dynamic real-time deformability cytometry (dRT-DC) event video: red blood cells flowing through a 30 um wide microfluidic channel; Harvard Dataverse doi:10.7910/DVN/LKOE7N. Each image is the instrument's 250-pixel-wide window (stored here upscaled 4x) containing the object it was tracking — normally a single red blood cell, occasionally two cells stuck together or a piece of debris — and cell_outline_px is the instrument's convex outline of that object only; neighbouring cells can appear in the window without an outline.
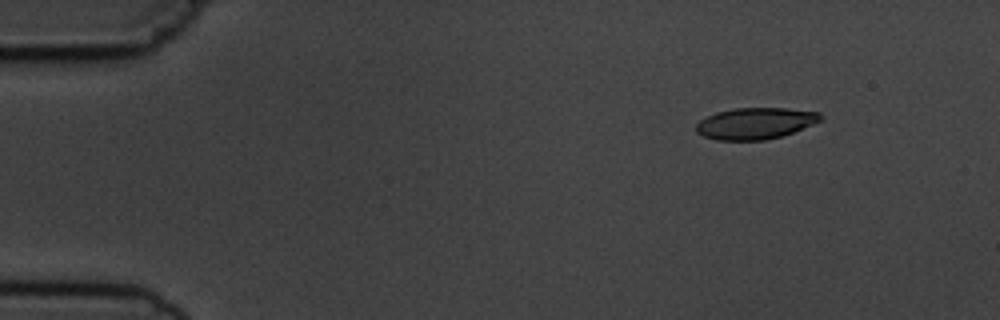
{"species": "common noctule bat (a hibernating species)", "species_latin": "Nyctalus noctula", "temperature_condition": "cold", "stored_images_in_passage": 10, "camera_frame_rate_fps": 3000, "um_per_image_px": 0.085, "animal": {"sex": "male", "body_mass_g": 19.5, "forearm_length_mm": 54.6}, "frame": {"image": 1, "passage_image": 2, "time_ms": 1.333, "image_size_px": [1000, 320], "cell_outline_px": [[824, 120], [792, 132], [780, 136], [764, 140], [716, 140], [704, 136], [696, 132], [696, 124], [700, 120], [716, 112], [736, 108], [784, 108], [820, 112], [824, 116]], "centroid_in_image_um": [64.22, 10.48], "position_along_channel_um": 20.8, "area_um2": 22.77}}
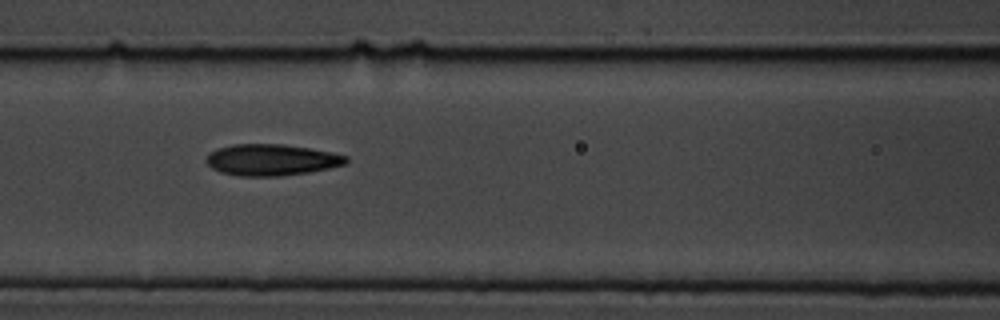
{"frame": {"image": 2, "passage_image": 7, "time_ms": 7.0, "image_size_px": [1000, 320], "cell_outline_px": [[348, 164], [308, 172], [280, 176], [240, 176], [220, 172], [212, 168], [204, 160], [212, 152], [220, 148], [232, 144], [284, 144], [332, 152], [348, 156]], "centroid_in_image_um": [23.1, 13.59], "position_along_channel_um": 143.5, "area_um2": 25.49}}
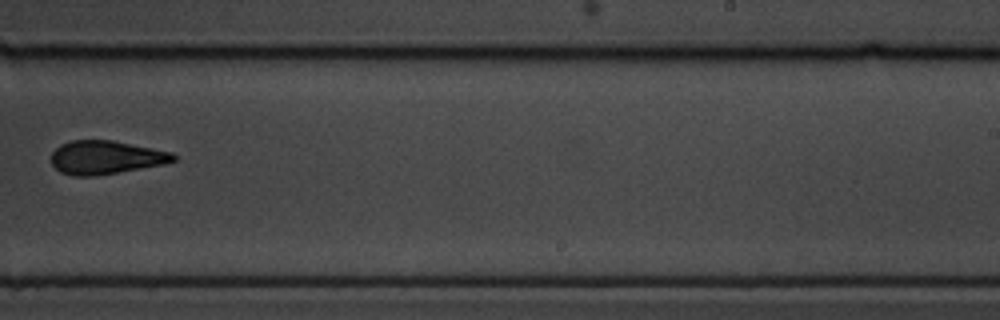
{"frame": {"image": 3, "passage_image": 10, "time_ms": 10.667, "image_size_px": [1000, 320], "cell_outline_px": [[176, 160], [164, 164], [92, 176], [76, 176], [60, 172], [52, 164], [52, 152], [60, 144], [72, 140], [112, 140], [172, 152], [176, 156]], "centroid_in_image_um": [8.97, 13.37], "position_along_channel_um": 280.0, "area_um2": 23.58}}